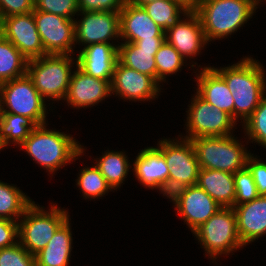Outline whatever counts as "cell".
<instances>
[{"instance_id": "cell-10", "label": "cell", "mask_w": 266, "mask_h": 266, "mask_svg": "<svg viewBox=\"0 0 266 266\" xmlns=\"http://www.w3.org/2000/svg\"><path fill=\"white\" fill-rule=\"evenodd\" d=\"M33 15L46 54L74 55V20L38 10Z\"/></svg>"}, {"instance_id": "cell-41", "label": "cell", "mask_w": 266, "mask_h": 266, "mask_svg": "<svg viewBox=\"0 0 266 266\" xmlns=\"http://www.w3.org/2000/svg\"><path fill=\"white\" fill-rule=\"evenodd\" d=\"M188 185L182 181L174 178H168L162 183L157 185L159 192L173 201V204H177L183 194L186 192Z\"/></svg>"}, {"instance_id": "cell-35", "label": "cell", "mask_w": 266, "mask_h": 266, "mask_svg": "<svg viewBox=\"0 0 266 266\" xmlns=\"http://www.w3.org/2000/svg\"><path fill=\"white\" fill-rule=\"evenodd\" d=\"M34 10L74 20L73 16L79 13L78 0H34Z\"/></svg>"}, {"instance_id": "cell-31", "label": "cell", "mask_w": 266, "mask_h": 266, "mask_svg": "<svg viewBox=\"0 0 266 266\" xmlns=\"http://www.w3.org/2000/svg\"><path fill=\"white\" fill-rule=\"evenodd\" d=\"M80 170L76 182L85 198L98 199L113 190L95 165Z\"/></svg>"}, {"instance_id": "cell-12", "label": "cell", "mask_w": 266, "mask_h": 266, "mask_svg": "<svg viewBox=\"0 0 266 266\" xmlns=\"http://www.w3.org/2000/svg\"><path fill=\"white\" fill-rule=\"evenodd\" d=\"M83 15L75 21V42L84 47L95 43H110L109 40L120 38L119 12L109 11H79Z\"/></svg>"}, {"instance_id": "cell-36", "label": "cell", "mask_w": 266, "mask_h": 266, "mask_svg": "<svg viewBox=\"0 0 266 266\" xmlns=\"http://www.w3.org/2000/svg\"><path fill=\"white\" fill-rule=\"evenodd\" d=\"M0 266H36L35 256L18 242L11 247L0 249Z\"/></svg>"}, {"instance_id": "cell-14", "label": "cell", "mask_w": 266, "mask_h": 266, "mask_svg": "<svg viewBox=\"0 0 266 266\" xmlns=\"http://www.w3.org/2000/svg\"><path fill=\"white\" fill-rule=\"evenodd\" d=\"M4 38L15 45L28 60L46 55L33 12L5 17Z\"/></svg>"}, {"instance_id": "cell-16", "label": "cell", "mask_w": 266, "mask_h": 266, "mask_svg": "<svg viewBox=\"0 0 266 266\" xmlns=\"http://www.w3.org/2000/svg\"><path fill=\"white\" fill-rule=\"evenodd\" d=\"M186 19H185V18ZM174 27L165 32V40L184 59L193 58L201 52L207 41L201 20L196 12H188Z\"/></svg>"}, {"instance_id": "cell-39", "label": "cell", "mask_w": 266, "mask_h": 266, "mask_svg": "<svg viewBox=\"0 0 266 266\" xmlns=\"http://www.w3.org/2000/svg\"><path fill=\"white\" fill-rule=\"evenodd\" d=\"M33 11L34 0H0V15L3 18Z\"/></svg>"}, {"instance_id": "cell-18", "label": "cell", "mask_w": 266, "mask_h": 266, "mask_svg": "<svg viewBox=\"0 0 266 266\" xmlns=\"http://www.w3.org/2000/svg\"><path fill=\"white\" fill-rule=\"evenodd\" d=\"M175 206L192 232L222 207L197 184L188 186Z\"/></svg>"}, {"instance_id": "cell-23", "label": "cell", "mask_w": 266, "mask_h": 266, "mask_svg": "<svg viewBox=\"0 0 266 266\" xmlns=\"http://www.w3.org/2000/svg\"><path fill=\"white\" fill-rule=\"evenodd\" d=\"M135 177L141 185L156 189L157 185L169 178L170 168L157 147H147L138 153L133 164Z\"/></svg>"}, {"instance_id": "cell-13", "label": "cell", "mask_w": 266, "mask_h": 266, "mask_svg": "<svg viewBox=\"0 0 266 266\" xmlns=\"http://www.w3.org/2000/svg\"><path fill=\"white\" fill-rule=\"evenodd\" d=\"M159 83L151 76L130 69L117 61L111 81V92L129 101H148L157 98Z\"/></svg>"}, {"instance_id": "cell-45", "label": "cell", "mask_w": 266, "mask_h": 266, "mask_svg": "<svg viewBox=\"0 0 266 266\" xmlns=\"http://www.w3.org/2000/svg\"><path fill=\"white\" fill-rule=\"evenodd\" d=\"M3 145H2V142L0 141V150L3 149Z\"/></svg>"}, {"instance_id": "cell-17", "label": "cell", "mask_w": 266, "mask_h": 266, "mask_svg": "<svg viewBox=\"0 0 266 266\" xmlns=\"http://www.w3.org/2000/svg\"><path fill=\"white\" fill-rule=\"evenodd\" d=\"M165 41V37H153V39H140L133 42H121L118 44V61L138 72L153 77L157 81V67L155 54Z\"/></svg>"}, {"instance_id": "cell-22", "label": "cell", "mask_w": 266, "mask_h": 266, "mask_svg": "<svg viewBox=\"0 0 266 266\" xmlns=\"http://www.w3.org/2000/svg\"><path fill=\"white\" fill-rule=\"evenodd\" d=\"M198 72L196 93L213 107L234 118V99L225 80L211 66H206Z\"/></svg>"}, {"instance_id": "cell-5", "label": "cell", "mask_w": 266, "mask_h": 266, "mask_svg": "<svg viewBox=\"0 0 266 266\" xmlns=\"http://www.w3.org/2000/svg\"><path fill=\"white\" fill-rule=\"evenodd\" d=\"M199 162L200 169L220 170L236 173L246 167L250 151L239 143L237 137L213 136L190 139Z\"/></svg>"}, {"instance_id": "cell-27", "label": "cell", "mask_w": 266, "mask_h": 266, "mask_svg": "<svg viewBox=\"0 0 266 266\" xmlns=\"http://www.w3.org/2000/svg\"><path fill=\"white\" fill-rule=\"evenodd\" d=\"M98 159L96 158L95 166L100 170L112 189H119L127 178L131 165L126 154L122 151L106 150L102 157Z\"/></svg>"}, {"instance_id": "cell-43", "label": "cell", "mask_w": 266, "mask_h": 266, "mask_svg": "<svg viewBox=\"0 0 266 266\" xmlns=\"http://www.w3.org/2000/svg\"><path fill=\"white\" fill-rule=\"evenodd\" d=\"M156 0H126L127 3L135 5V6H139V7H143L145 4L154 2Z\"/></svg>"}, {"instance_id": "cell-20", "label": "cell", "mask_w": 266, "mask_h": 266, "mask_svg": "<svg viewBox=\"0 0 266 266\" xmlns=\"http://www.w3.org/2000/svg\"><path fill=\"white\" fill-rule=\"evenodd\" d=\"M120 38L125 42H133L140 39H153V37H165V32L147 14L143 7L125 3L119 12Z\"/></svg>"}, {"instance_id": "cell-33", "label": "cell", "mask_w": 266, "mask_h": 266, "mask_svg": "<svg viewBox=\"0 0 266 266\" xmlns=\"http://www.w3.org/2000/svg\"><path fill=\"white\" fill-rule=\"evenodd\" d=\"M244 133L249 139L266 148V95L259 102L255 111L243 123Z\"/></svg>"}, {"instance_id": "cell-40", "label": "cell", "mask_w": 266, "mask_h": 266, "mask_svg": "<svg viewBox=\"0 0 266 266\" xmlns=\"http://www.w3.org/2000/svg\"><path fill=\"white\" fill-rule=\"evenodd\" d=\"M17 238L18 221L0 218V249L15 245L19 242Z\"/></svg>"}, {"instance_id": "cell-1", "label": "cell", "mask_w": 266, "mask_h": 266, "mask_svg": "<svg viewBox=\"0 0 266 266\" xmlns=\"http://www.w3.org/2000/svg\"><path fill=\"white\" fill-rule=\"evenodd\" d=\"M256 59L245 57L225 68L212 67L227 83L234 99V119L244 123L266 95L264 69Z\"/></svg>"}, {"instance_id": "cell-9", "label": "cell", "mask_w": 266, "mask_h": 266, "mask_svg": "<svg viewBox=\"0 0 266 266\" xmlns=\"http://www.w3.org/2000/svg\"><path fill=\"white\" fill-rule=\"evenodd\" d=\"M188 107L189 110L186 111L188 135L184 136L185 139L233 135L231 132L237 121L225 111L213 107L197 93Z\"/></svg>"}, {"instance_id": "cell-24", "label": "cell", "mask_w": 266, "mask_h": 266, "mask_svg": "<svg viewBox=\"0 0 266 266\" xmlns=\"http://www.w3.org/2000/svg\"><path fill=\"white\" fill-rule=\"evenodd\" d=\"M68 218L54 233L53 237L35 255L36 266H68L72 251V233Z\"/></svg>"}, {"instance_id": "cell-25", "label": "cell", "mask_w": 266, "mask_h": 266, "mask_svg": "<svg viewBox=\"0 0 266 266\" xmlns=\"http://www.w3.org/2000/svg\"><path fill=\"white\" fill-rule=\"evenodd\" d=\"M196 184L222 207L234 206L235 184L233 173L200 169Z\"/></svg>"}, {"instance_id": "cell-37", "label": "cell", "mask_w": 266, "mask_h": 266, "mask_svg": "<svg viewBox=\"0 0 266 266\" xmlns=\"http://www.w3.org/2000/svg\"><path fill=\"white\" fill-rule=\"evenodd\" d=\"M251 154L246 162V167L250 171L257 187L259 196H266V162L257 159Z\"/></svg>"}, {"instance_id": "cell-4", "label": "cell", "mask_w": 266, "mask_h": 266, "mask_svg": "<svg viewBox=\"0 0 266 266\" xmlns=\"http://www.w3.org/2000/svg\"><path fill=\"white\" fill-rule=\"evenodd\" d=\"M71 56L46 54L40 58L28 60L27 75L45 100L65 99L73 73L72 64L77 65V59Z\"/></svg>"}, {"instance_id": "cell-38", "label": "cell", "mask_w": 266, "mask_h": 266, "mask_svg": "<svg viewBox=\"0 0 266 266\" xmlns=\"http://www.w3.org/2000/svg\"><path fill=\"white\" fill-rule=\"evenodd\" d=\"M126 0H78L79 11H109L120 12Z\"/></svg>"}, {"instance_id": "cell-3", "label": "cell", "mask_w": 266, "mask_h": 266, "mask_svg": "<svg viewBox=\"0 0 266 266\" xmlns=\"http://www.w3.org/2000/svg\"><path fill=\"white\" fill-rule=\"evenodd\" d=\"M261 0H202L198 14L207 43L236 33L257 10ZM236 31V32H235Z\"/></svg>"}, {"instance_id": "cell-29", "label": "cell", "mask_w": 266, "mask_h": 266, "mask_svg": "<svg viewBox=\"0 0 266 266\" xmlns=\"http://www.w3.org/2000/svg\"><path fill=\"white\" fill-rule=\"evenodd\" d=\"M33 202L15 185L0 180V218L18 221Z\"/></svg>"}, {"instance_id": "cell-44", "label": "cell", "mask_w": 266, "mask_h": 266, "mask_svg": "<svg viewBox=\"0 0 266 266\" xmlns=\"http://www.w3.org/2000/svg\"><path fill=\"white\" fill-rule=\"evenodd\" d=\"M4 38V18L0 15V40Z\"/></svg>"}, {"instance_id": "cell-21", "label": "cell", "mask_w": 266, "mask_h": 266, "mask_svg": "<svg viewBox=\"0 0 266 266\" xmlns=\"http://www.w3.org/2000/svg\"><path fill=\"white\" fill-rule=\"evenodd\" d=\"M237 230L244 246L266 234V196L233 206Z\"/></svg>"}, {"instance_id": "cell-2", "label": "cell", "mask_w": 266, "mask_h": 266, "mask_svg": "<svg viewBox=\"0 0 266 266\" xmlns=\"http://www.w3.org/2000/svg\"><path fill=\"white\" fill-rule=\"evenodd\" d=\"M46 125H37L18 147L24 149L36 163L53 174L67 163L77 160L85 149L72 135L47 129Z\"/></svg>"}, {"instance_id": "cell-15", "label": "cell", "mask_w": 266, "mask_h": 266, "mask_svg": "<svg viewBox=\"0 0 266 266\" xmlns=\"http://www.w3.org/2000/svg\"><path fill=\"white\" fill-rule=\"evenodd\" d=\"M111 94V81L90 76L76 65L64 100L68 106L81 109L94 106Z\"/></svg>"}, {"instance_id": "cell-19", "label": "cell", "mask_w": 266, "mask_h": 266, "mask_svg": "<svg viewBox=\"0 0 266 266\" xmlns=\"http://www.w3.org/2000/svg\"><path fill=\"white\" fill-rule=\"evenodd\" d=\"M77 66L86 74L98 79L112 81L118 61V45L95 43L83 47L77 55Z\"/></svg>"}, {"instance_id": "cell-42", "label": "cell", "mask_w": 266, "mask_h": 266, "mask_svg": "<svg viewBox=\"0 0 266 266\" xmlns=\"http://www.w3.org/2000/svg\"><path fill=\"white\" fill-rule=\"evenodd\" d=\"M185 8L188 12H196L202 0H172Z\"/></svg>"}, {"instance_id": "cell-28", "label": "cell", "mask_w": 266, "mask_h": 266, "mask_svg": "<svg viewBox=\"0 0 266 266\" xmlns=\"http://www.w3.org/2000/svg\"><path fill=\"white\" fill-rule=\"evenodd\" d=\"M28 59L10 41L0 40V84L27 74Z\"/></svg>"}, {"instance_id": "cell-8", "label": "cell", "mask_w": 266, "mask_h": 266, "mask_svg": "<svg viewBox=\"0 0 266 266\" xmlns=\"http://www.w3.org/2000/svg\"><path fill=\"white\" fill-rule=\"evenodd\" d=\"M45 102L27 74L0 84V113L26 116L43 125L47 124Z\"/></svg>"}, {"instance_id": "cell-11", "label": "cell", "mask_w": 266, "mask_h": 266, "mask_svg": "<svg viewBox=\"0 0 266 266\" xmlns=\"http://www.w3.org/2000/svg\"><path fill=\"white\" fill-rule=\"evenodd\" d=\"M157 145L170 168L169 178L182 181L188 186L195 185L200 166L191 140L180 136L179 140H160Z\"/></svg>"}, {"instance_id": "cell-7", "label": "cell", "mask_w": 266, "mask_h": 266, "mask_svg": "<svg viewBox=\"0 0 266 266\" xmlns=\"http://www.w3.org/2000/svg\"><path fill=\"white\" fill-rule=\"evenodd\" d=\"M192 233L213 261H216L218 255H229L244 247L238 234L237 217L233 207H221Z\"/></svg>"}, {"instance_id": "cell-26", "label": "cell", "mask_w": 266, "mask_h": 266, "mask_svg": "<svg viewBox=\"0 0 266 266\" xmlns=\"http://www.w3.org/2000/svg\"><path fill=\"white\" fill-rule=\"evenodd\" d=\"M37 124L29 117L13 113H0V141L3 147L11 142L21 145Z\"/></svg>"}, {"instance_id": "cell-6", "label": "cell", "mask_w": 266, "mask_h": 266, "mask_svg": "<svg viewBox=\"0 0 266 266\" xmlns=\"http://www.w3.org/2000/svg\"><path fill=\"white\" fill-rule=\"evenodd\" d=\"M33 202L18 220L19 243L33 256L47 246L56 230L70 217L66 209L51 205L47 211Z\"/></svg>"}, {"instance_id": "cell-30", "label": "cell", "mask_w": 266, "mask_h": 266, "mask_svg": "<svg viewBox=\"0 0 266 266\" xmlns=\"http://www.w3.org/2000/svg\"><path fill=\"white\" fill-rule=\"evenodd\" d=\"M151 19L164 32L174 27L188 11L172 0H156L143 6ZM181 13V14H180Z\"/></svg>"}, {"instance_id": "cell-34", "label": "cell", "mask_w": 266, "mask_h": 266, "mask_svg": "<svg viewBox=\"0 0 266 266\" xmlns=\"http://www.w3.org/2000/svg\"><path fill=\"white\" fill-rule=\"evenodd\" d=\"M234 206L250 202L259 197L256 184L247 167L234 173Z\"/></svg>"}, {"instance_id": "cell-32", "label": "cell", "mask_w": 266, "mask_h": 266, "mask_svg": "<svg viewBox=\"0 0 266 266\" xmlns=\"http://www.w3.org/2000/svg\"><path fill=\"white\" fill-rule=\"evenodd\" d=\"M154 58L158 83L166 81V76L177 73L185 64V59L166 40L161 44Z\"/></svg>"}]
</instances>
